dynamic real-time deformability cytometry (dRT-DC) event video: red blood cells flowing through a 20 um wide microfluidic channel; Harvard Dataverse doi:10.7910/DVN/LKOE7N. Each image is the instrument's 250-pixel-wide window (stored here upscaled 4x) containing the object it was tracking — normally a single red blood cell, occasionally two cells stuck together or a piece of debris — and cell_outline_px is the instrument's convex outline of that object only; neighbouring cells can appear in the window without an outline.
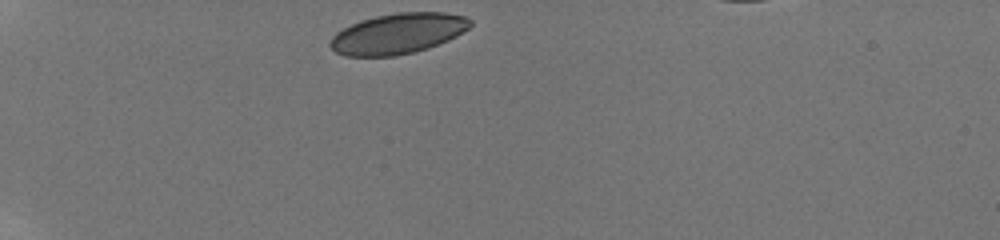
{"species": "human", "species_latin": "Homo sapiens", "temperature_condition": "room temperature", "stored_images_in_passage": 6, "camera_frame_rate_fps": 3000, "um_per_image_px": 0.085, "donor": {"sex": "male"}, "frame": {"image": 1, "passage_image": 1, "time_ms": 0.0, "image_size_px": [1000, 240], "cell_outline_px": [[472, 24], [468, 28], [456, 36], [448, 40], [428, 48], [396, 56], [344, 56], [336, 52], [328, 44], [332, 36], [336, 32], [360, 20], [376, 16], [396, 12], [444, 12], [464, 16], [472, 20]], "centroid_in_image_um": [33.81, 2.85], "position_along_channel_um": 51.2, "area_um2": 33.06}}